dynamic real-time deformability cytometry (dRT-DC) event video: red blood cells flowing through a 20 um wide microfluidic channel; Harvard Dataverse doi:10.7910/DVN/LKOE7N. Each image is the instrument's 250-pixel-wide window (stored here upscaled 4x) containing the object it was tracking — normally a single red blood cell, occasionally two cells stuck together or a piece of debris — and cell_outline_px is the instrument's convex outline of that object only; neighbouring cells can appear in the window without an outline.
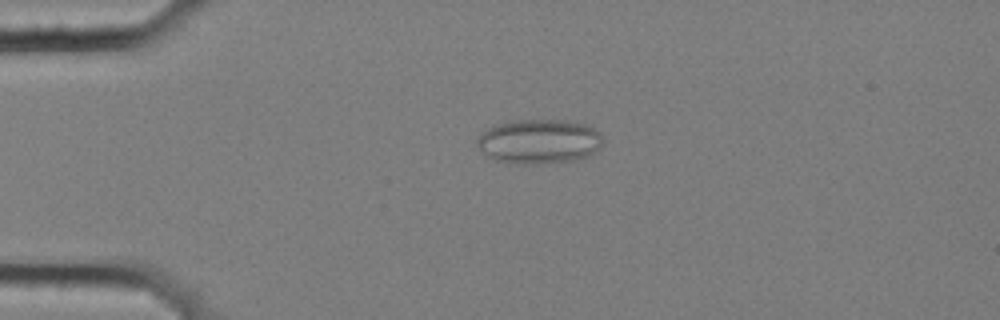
{"species": "common noctule bat (a hibernating species)", "species_latin": "Nyctalus noctula", "temperature_condition": "cold", "stored_images_in_passage": 5, "camera_frame_rate_fps": 3000, "um_per_image_px": 0.085, "animal": {"sex": "female", "body_mass_g": 25.1}, "frame": {"image": 1, "passage_image": 4, "time_ms": 1.0, "image_size_px": [1000, 320], "cell_outline_px": [[604, 140], [600, 148], [588, 156], [572, 160], [540, 164], [524, 164], [496, 160], [488, 156], [476, 144], [476, 140], [492, 124], [512, 120], [568, 120], [592, 124], [600, 132]], "centroid_in_image_um": [45.88, 11.99], "position_along_channel_um": 39.1, "area_um2": 33.0}}